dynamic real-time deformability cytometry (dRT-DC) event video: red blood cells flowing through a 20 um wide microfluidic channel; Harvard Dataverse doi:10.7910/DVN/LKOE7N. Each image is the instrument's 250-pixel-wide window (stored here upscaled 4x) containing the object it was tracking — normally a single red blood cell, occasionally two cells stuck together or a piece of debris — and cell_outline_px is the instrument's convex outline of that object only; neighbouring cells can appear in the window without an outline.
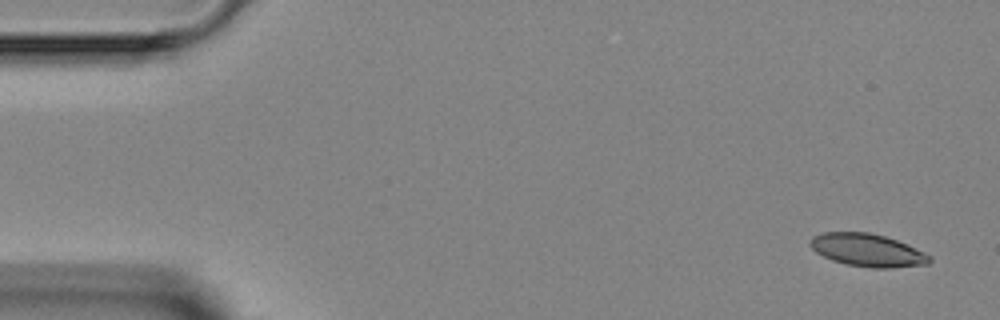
{"species": "Egyptian fruit bat (a non-hibernating species)", "species_latin": "Rousettus aegyptiacus", "temperature_condition": "room temperature", "stored_images_in_passage": 6, "camera_frame_rate_fps": 3000, "um_per_image_px": 0.085, "animal": {"sex": "female"}, "frame": {"image": 1, "passage_image": 1, "time_ms": 0.0, "image_size_px": [1000, 320], "cell_outline_px": [[932, 260], [928, 264], [892, 268], [872, 268], [844, 264], [832, 260], [816, 252], [808, 244], [812, 236], [824, 232], [868, 232], [884, 236], [896, 240], [924, 252], [932, 256]], "centroid_in_image_um": [73.72, 21.27], "position_along_channel_um": 11.3, "area_um2": 22.83}}
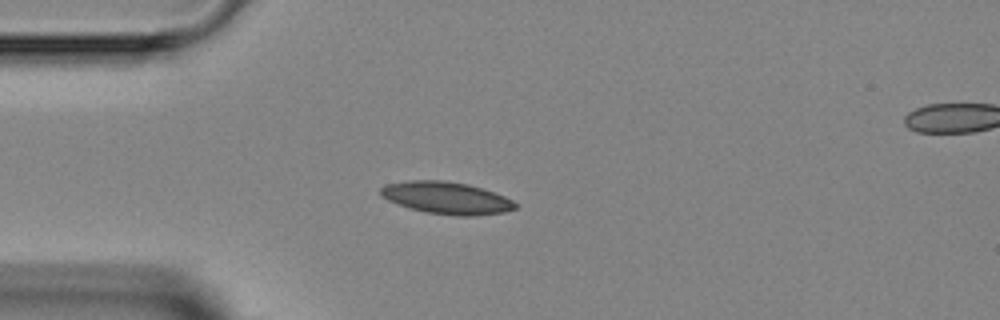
{"frame": {"image": 2, "passage_image": 4, "time_ms": 3.333, "image_size_px": [1000, 320], "cell_outline_px": [[516, 208], [504, 212], [472, 216], [456, 216], [424, 212], [388, 200], [380, 196], [380, 188], [384, 184], [408, 180], [444, 180], [468, 184], [504, 196], [512, 200], [516, 204]], "centroid_in_image_um": [37.92, 16.81], "position_along_channel_um": 47.1, "area_um2": 25.14}}
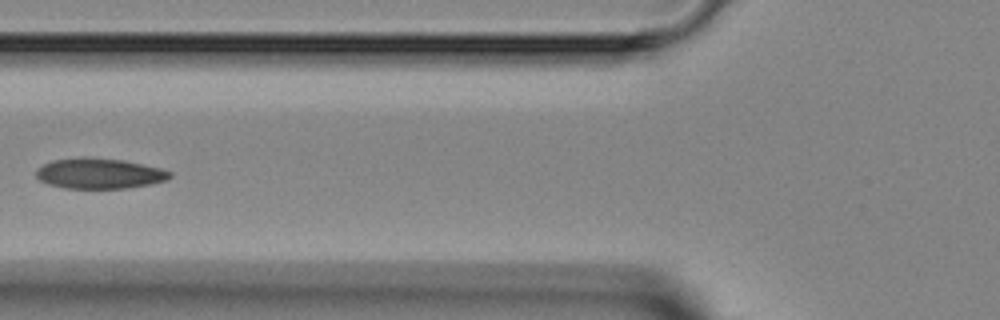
{"frame": {"image": 3, "passage_image": 6, "time_ms": 5.333, "image_size_px": [1000, 320], "cell_outline_px": [[172, 176], [168, 180], [152, 184], [128, 188], [64, 188], [48, 184], [40, 180], [36, 176], [36, 168], [52, 160], [80, 156], [84, 156], [124, 160], [160, 168], [172, 172]], "centroid_in_image_um": [8.45, 14.73], "position_along_channel_um": 117.4, "area_um2": 24.04}}